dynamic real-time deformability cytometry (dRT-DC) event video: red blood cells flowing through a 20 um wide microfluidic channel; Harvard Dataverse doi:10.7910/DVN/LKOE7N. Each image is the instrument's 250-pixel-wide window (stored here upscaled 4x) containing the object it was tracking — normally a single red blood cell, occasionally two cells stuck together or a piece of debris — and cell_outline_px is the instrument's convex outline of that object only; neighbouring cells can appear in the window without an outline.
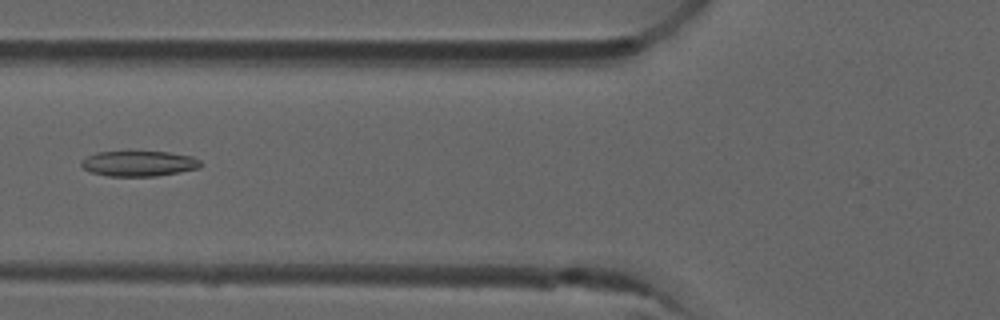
{"species": "common noctule bat (a hibernating species)", "species_latin": "Nyctalus noctula", "temperature_condition": "room temperature", "stored_images_in_passage": 7, "camera_frame_rate_fps": 3000, "um_per_image_px": 0.085, "animal": {"sex": "male", "forearm_length_mm": 52.5}, "frame": {"image": 1, "passage_image": 5, "time_ms": 1.333, "image_size_px": [1000, 320], "cell_outline_px": [[204, 164], [200, 168], [180, 172], [156, 176], [108, 176], [92, 172], [84, 168], [80, 164], [80, 160], [96, 152], [128, 148], [168, 152], [192, 156], [200, 160]], "centroid_in_image_um": [11.8, 13.84], "position_along_channel_um": 114.0, "area_um2": 18.73}}
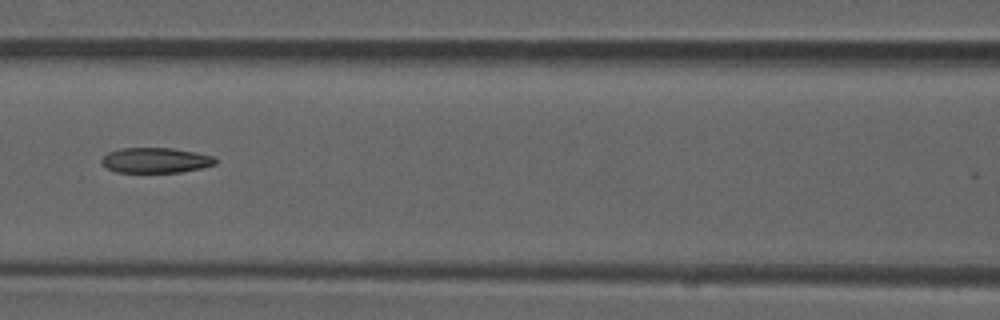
{"frame": {"image": 2, "passage_image": 6, "time_ms": 1.667, "image_size_px": [1000, 320], "cell_outline_px": [[216, 164], [200, 168], [180, 172], [116, 172], [108, 168], [100, 160], [108, 152], [120, 148], [172, 148], [196, 152], [212, 156], [216, 160]], "centroid_in_image_um": [13.22, 13.62], "position_along_channel_um": 153.4, "area_um2": 16.59}}